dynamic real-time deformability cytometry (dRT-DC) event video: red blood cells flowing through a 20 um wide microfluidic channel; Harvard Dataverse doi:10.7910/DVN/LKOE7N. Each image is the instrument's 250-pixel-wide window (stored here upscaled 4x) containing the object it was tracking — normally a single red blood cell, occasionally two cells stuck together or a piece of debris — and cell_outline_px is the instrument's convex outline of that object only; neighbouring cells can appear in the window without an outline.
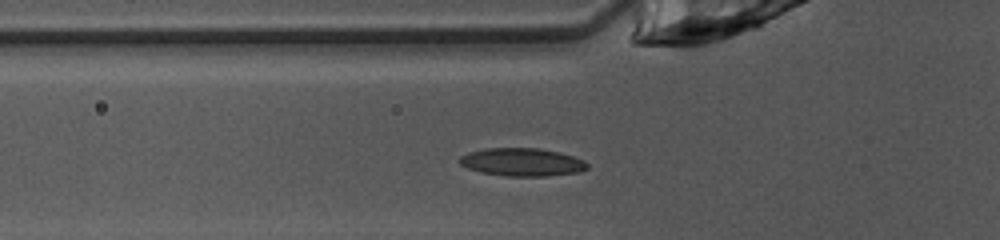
{"species": "common noctule bat (a hibernating species)", "species_latin": "Nyctalus noctula", "temperature_condition": "warm", "stored_images_in_passage": 27, "camera_frame_rate_fps": 3000, "um_per_image_px": 0.085, "animal": {"sex": "female", "body_mass_g": 10.0, "forearm_length_mm": 53.1}, "frame": {"image": 1, "passage_image": 3, "time_ms": 0.667, "image_size_px": [1000, 240], "cell_outline_px": [[588, 168], [580, 172], [548, 176], [504, 176], [480, 172], [468, 168], [460, 164], [456, 160], [460, 156], [468, 152], [484, 148], [536, 148], [560, 152], [584, 160], [588, 164]], "centroid_in_image_um": [44.35, 13.78], "position_along_channel_um": 81.5, "area_um2": 21.04}}
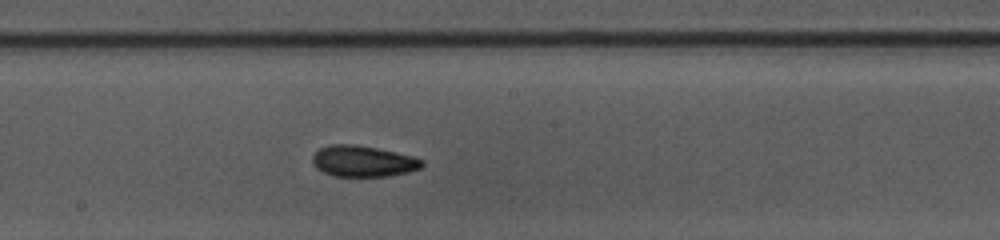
{"frame": {"image": 2, "passage_image": 13, "time_ms": 4.0, "image_size_px": [1000, 240], "cell_outline_px": [[424, 164], [420, 168], [408, 172], [388, 176], [332, 176], [316, 168], [312, 164], [312, 156], [320, 148], [332, 144], [356, 144], [396, 152], [412, 156], [424, 160]], "centroid_in_image_um": [30.85, 13.7], "position_along_channel_um": 217.3, "area_um2": 19.88}}
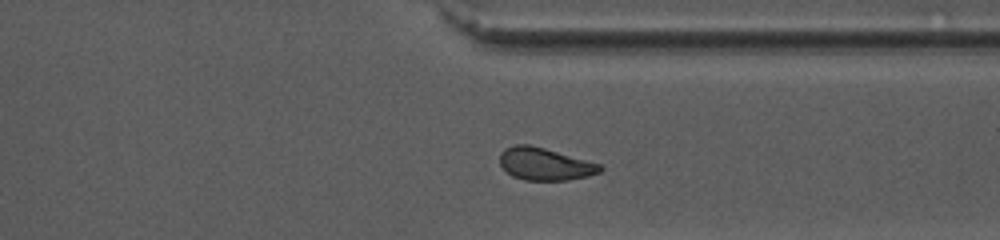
{"frame": {"image": 3, "passage_image": 24, "time_ms": 7.667, "image_size_px": [1000, 240], "cell_outline_px": [[604, 168], [600, 172], [588, 176], [568, 180], [524, 180], [512, 176], [500, 164], [500, 152], [504, 148], [516, 144], [528, 144], [544, 148], [600, 164]], "centroid_in_image_um": [46.3, 13.94], "position_along_channel_um": 365.1, "area_um2": 18.84}, "authors_computed_cell_mechanics": {"area_um2": 19.4786, "velocity_mm_per_s": 4.0421, "shape_relaxation_time_tau1_ms": 3.6455, "shape_relaxation_time_tau2_ms": 2.6649, "deformation_change_tau1": 0.137, "deformation_change_tau2": 0.0896}}